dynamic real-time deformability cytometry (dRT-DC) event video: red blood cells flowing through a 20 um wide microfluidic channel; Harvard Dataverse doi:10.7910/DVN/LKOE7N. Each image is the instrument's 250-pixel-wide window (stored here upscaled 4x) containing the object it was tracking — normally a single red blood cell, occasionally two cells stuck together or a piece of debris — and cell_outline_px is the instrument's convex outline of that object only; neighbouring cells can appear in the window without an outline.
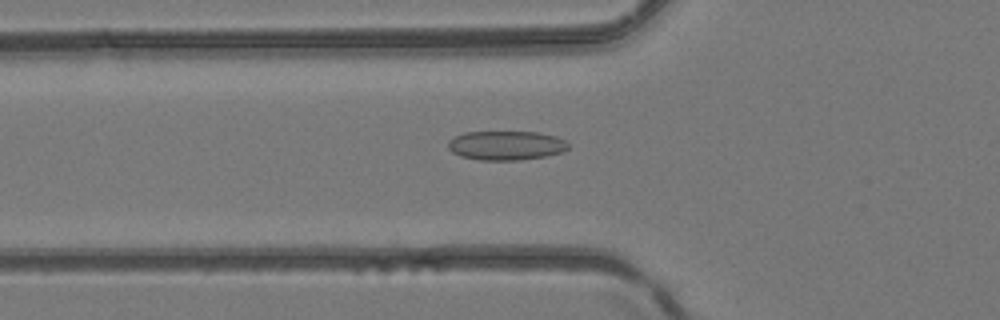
{"species": "common noctule bat (a hibernating species)", "species_latin": "Nyctalus noctula", "temperature_condition": "room temperature", "stored_images_in_passage": 49, "camera_frame_rate_fps": 3000, "um_per_image_px": 0.085, "animal": {"sex": "female", "body_mass_g": 24.6, "forearm_length_mm": 56.2}, "frame": {"image": 1, "passage_image": 18, "time_ms": 5.667, "image_size_px": [1000, 320], "cell_outline_px": [[568, 148], [564, 152], [544, 156], [520, 160], [480, 160], [460, 156], [452, 152], [448, 148], [448, 140], [464, 132], [536, 132], [556, 136], [564, 140], [568, 144]], "centroid_in_image_um": [43.01, 12.36], "position_along_channel_um": 82.8, "area_um2": 20.46}}
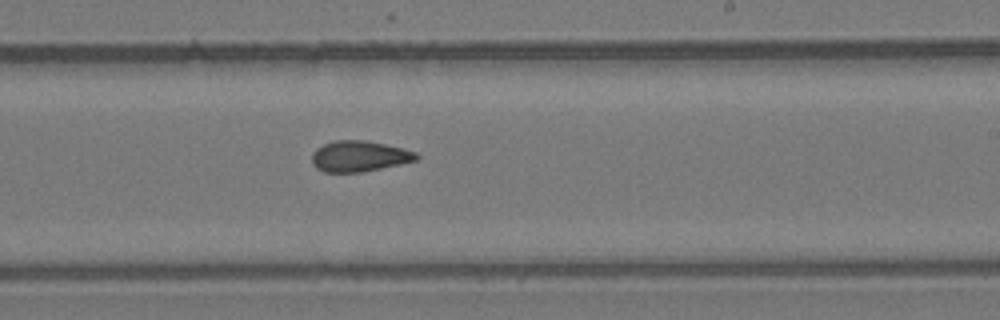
{"frame": {"image": 2, "passage_image": 30, "time_ms": 9.667, "image_size_px": [1000, 320], "cell_outline_px": [[420, 156], [416, 160], [400, 164], [360, 172], [324, 172], [316, 168], [312, 164], [312, 152], [316, 148], [332, 140], [364, 140], [404, 148], [416, 152]], "centroid_in_image_um": [30.51, 13.27], "position_along_channel_um": 258.5, "area_um2": 18.79}}
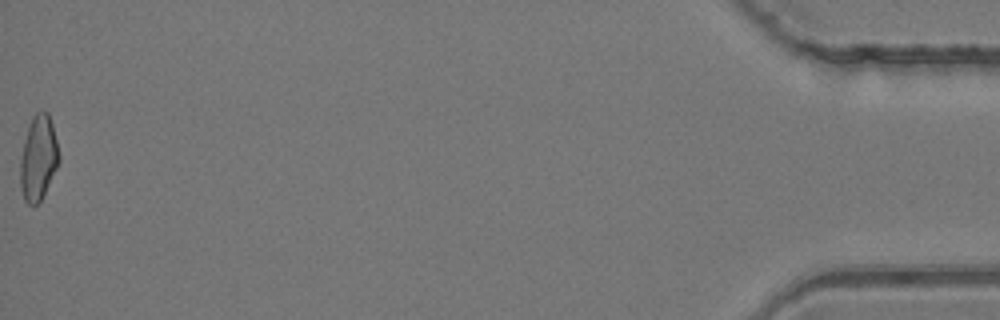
{"frame": {"image": 3, "passage_image": 49, "time_ms": 16.0, "image_size_px": [1000, 320], "cell_outline_px": [[60, 160], [40, 200], [36, 204], [28, 204], [24, 200], [20, 188], [20, 156], [24, 140], [32, 116], [36, 112], [44, 108], [48, 112], [52, 124], [60, 156]], "centroid_in_image_um": [3.24, 13.38], "position_along_channel_um": 432.0, "area_um2": 19.07}}